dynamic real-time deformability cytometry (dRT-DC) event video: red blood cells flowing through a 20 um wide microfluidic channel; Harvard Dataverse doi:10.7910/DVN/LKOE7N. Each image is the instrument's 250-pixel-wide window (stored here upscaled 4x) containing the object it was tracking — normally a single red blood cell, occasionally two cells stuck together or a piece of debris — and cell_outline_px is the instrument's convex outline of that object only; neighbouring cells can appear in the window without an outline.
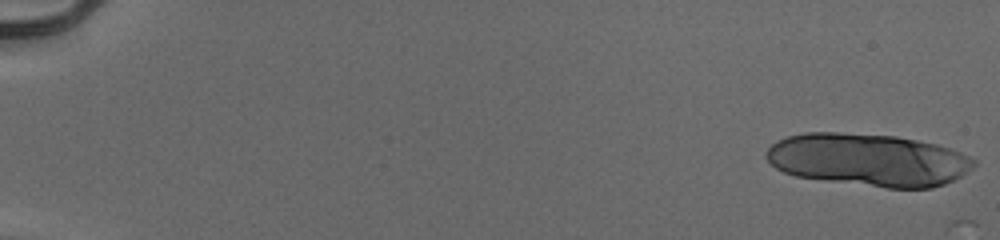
{"species": "human", "species_latin": "Homo sapiens", "temperature_condition": "cold", "stored_images_in_passage": 10, "camera_frame_rate_fps": 3000, "um_per_image_px": 0.085, "donor": {"sex": "male"}, "frame": {"image": 1, "passage_image": 1, "time_ms": 0.0, "image_size_px": [1000, 240], "cell_outline_px": [[976, 164], [972, 168], [960, 176], [944, 184], [932, 188], [888, 188], [796, 176], [784, 172], [776, 168], [764, 156], [764, 152], [776, 140], [788, 136], [804, 132], [836, 132], [896, 136], [936, 144], [960, 152], [976, 160]], "centroid_in_image_um": [73.78, 13.58], "position_along_channel_um": 11.2, "area_um2": 63.46}}